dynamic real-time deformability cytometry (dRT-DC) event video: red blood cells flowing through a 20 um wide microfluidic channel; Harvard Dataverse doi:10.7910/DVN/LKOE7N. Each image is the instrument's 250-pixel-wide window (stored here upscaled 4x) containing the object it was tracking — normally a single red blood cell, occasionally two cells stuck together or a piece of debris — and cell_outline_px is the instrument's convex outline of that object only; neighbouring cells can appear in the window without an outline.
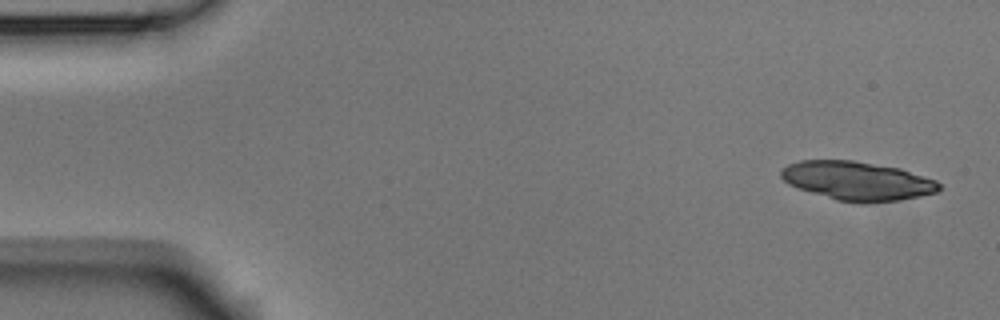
{"species": "Egyptian fruit bat (a non-hibernating species)", "species_latin": "Rousettus aegyptiacus", "temperature_condition": "room temperature", "stored_images_in_passage": 4, "camera_frame_rate_fps": 3000, "um_per_image_px": 0.085, "animal": {"sex": "male"}, "frame": {"image": 1, "passage_image": 1, "time_ms": 0.0, "image_size_px": [1000, 320], "cell_outline_px": [[940, 188], [936, 192], [920, 196], [900, 200], [864, 204], [860, 204], [836, 200], [788, 184], [780, 176], [780, 172], [788, 164], [800, 160], [852, 160], [900, 168], [936, 180], [940, 184]], "centroid_in_image_um": [72.88, 15.38], "position_along_channel_um": 12.1, "area_um2": 35.72}}